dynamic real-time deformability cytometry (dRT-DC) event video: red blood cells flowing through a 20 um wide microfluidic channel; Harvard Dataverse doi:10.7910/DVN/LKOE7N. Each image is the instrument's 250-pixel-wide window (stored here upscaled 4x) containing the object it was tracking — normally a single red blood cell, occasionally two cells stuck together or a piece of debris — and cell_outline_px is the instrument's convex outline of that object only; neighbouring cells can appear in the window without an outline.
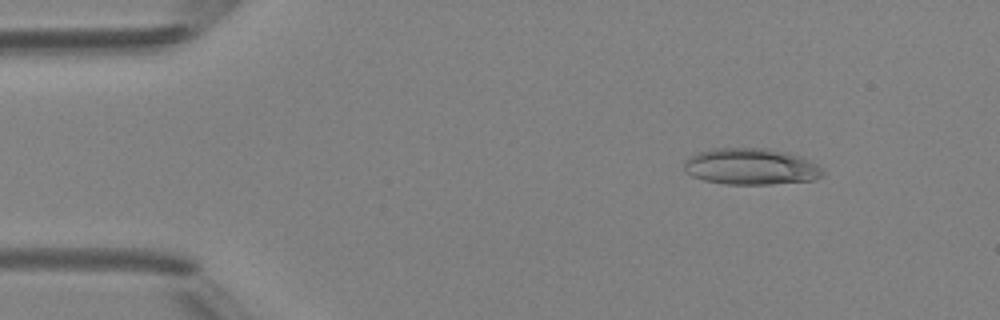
{"species": "Egyptian fruit bat (a non-hibernating species)", "species_latin": "Rousettus aegyptiacus", "temperature_condition": "room temperature", "stored_images_in_passage": 3, "camera_frame_rate_fps": 3000, "um_per_image_px": 0.085, "animal": {"sex": "female"}, "frame": {"image": 1, "passage_image": 1, "time_ms": 0.0, "image_size_px": [1000, 320], "cell_outline_px": [[824, 176], [816, 180], [768, 184], [724, 184], [704, 180], [692, 176], [684, 168], [684, 160], [688, 156], [696, 152], [712, 148], [768, 148], [788, 152], [804, 156], [816, 164], [824, 172]], "centroid_in_image_um": [63.84, 14.14], "position_along_channel_um": 21.2, "area_um2": 29.82}}